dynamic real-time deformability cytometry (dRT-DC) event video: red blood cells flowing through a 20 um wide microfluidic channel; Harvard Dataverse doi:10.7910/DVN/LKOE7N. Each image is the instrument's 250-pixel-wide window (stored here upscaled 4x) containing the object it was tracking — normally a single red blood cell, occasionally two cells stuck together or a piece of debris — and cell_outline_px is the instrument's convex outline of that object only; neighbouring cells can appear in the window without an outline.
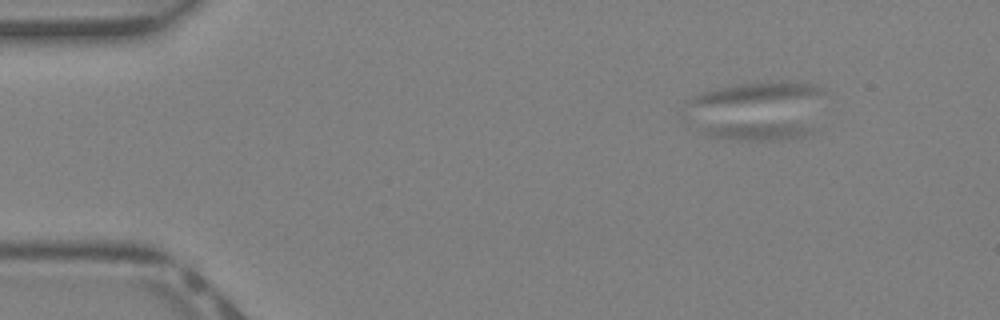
{"species": "Egyptian fruit bat (a non-hibernating species)", "species_latin": "Rousettus aegyptiacus", "temperature_condition": "warm", "stored_images_in_passage": 51, "camera_frame_rate_fps": 3000, "um_per_image_px": 0.085, "animal": {"sex": "female"}, "frame": {"image": 1, "passage_image": 7, "time_ms": 2.0, "image_size_px": [1000, 320], "cell_outline_px": [[812, 132], [804, 136], [772, 140], [740, 140], [708, 136], [704, 132], [704, 128], [728, 124], [792, 124], [812, 128]], "centroid_in_image_um": [64.39, 11.18], "position_along_channel_um": 20.6, "area_um2": 10.4}}